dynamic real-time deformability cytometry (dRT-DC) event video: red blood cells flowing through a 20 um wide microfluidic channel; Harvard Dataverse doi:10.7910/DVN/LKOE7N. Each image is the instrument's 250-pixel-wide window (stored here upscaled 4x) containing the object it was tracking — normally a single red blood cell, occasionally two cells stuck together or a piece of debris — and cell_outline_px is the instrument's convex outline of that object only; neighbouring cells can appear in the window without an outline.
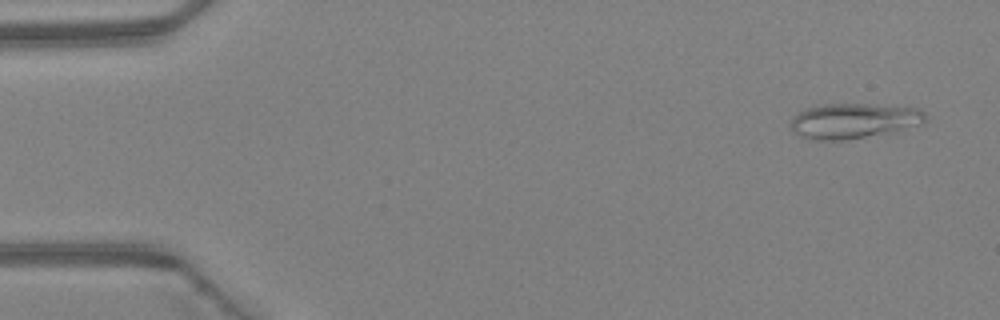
{"species": "Egyptian fruit bat (a non-hibernating species)", "species_latin": "Rousettus aegyptiacus", "temperature_condition": "warm", "stored_images_in_passage": 40, "camera_frame_rate_fps": 3000, "um_per_image_px": 0.085, "animal": {"sex": "female"}, "frame": {"image": 1, "passage_image": 1, "time_ms": 0.0, "image_size_px": [1000, 320], "cell_outline_px": [[924, 124], [848, 140], [808, 140], [800, 136], [792, 128], [792, 120], [804, 108], [824, 104], [872, 104], [920, 108], [924, 112]], "centroid_in_image_um": [72.56, 10.26], "position_along_channel_um": 12.4, "area_um2": 27.34}}
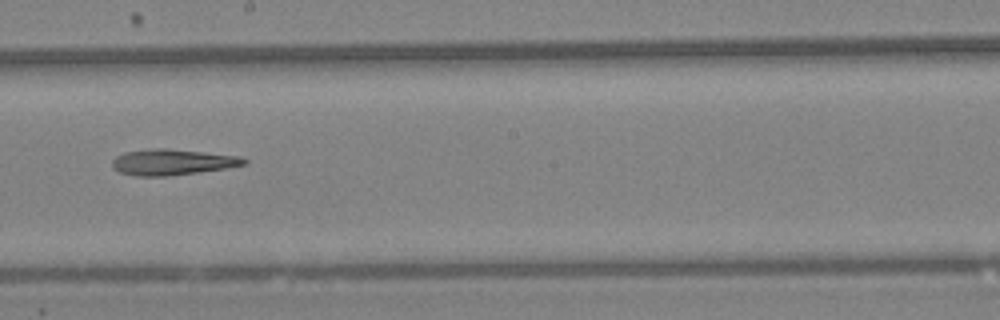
{"frame": {"image": 2, "passage_image": 25, "time_ms": 8.0, "image_size_px": [1000, 320], "cell_outline_px": [[248, 164], [228, 168], [200, 172], [168, 176], [136, 176], [120, 172], [112, 168], [112, 160], [116, 156], [124, 152], [152, 148], [164, 148], [240, 156], [248, 160]], "centroid_in_image_um": [14.66, 13.78], "position_along_channel_um": 233.5, "area_um2": 20.0}}
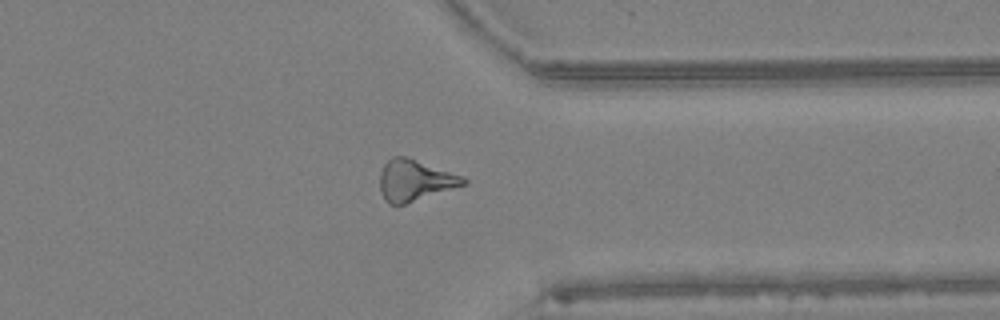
{"frame": {"image": 3, "passage_image": 35, "time_ms": 11.333, "image_size_px": [1000, 320], "cell_outline_px": [[468, 184], [404, 204], [388, 204], [384, 200], [380, 192], [380, 172], [384, 164], [392, 156], [404, 156], [464, 176], [468, 180]], "centroid_in_image_um": [35.26, 15.34], "position_along_channel_um": 376.1, "area_um2": 20.06}}